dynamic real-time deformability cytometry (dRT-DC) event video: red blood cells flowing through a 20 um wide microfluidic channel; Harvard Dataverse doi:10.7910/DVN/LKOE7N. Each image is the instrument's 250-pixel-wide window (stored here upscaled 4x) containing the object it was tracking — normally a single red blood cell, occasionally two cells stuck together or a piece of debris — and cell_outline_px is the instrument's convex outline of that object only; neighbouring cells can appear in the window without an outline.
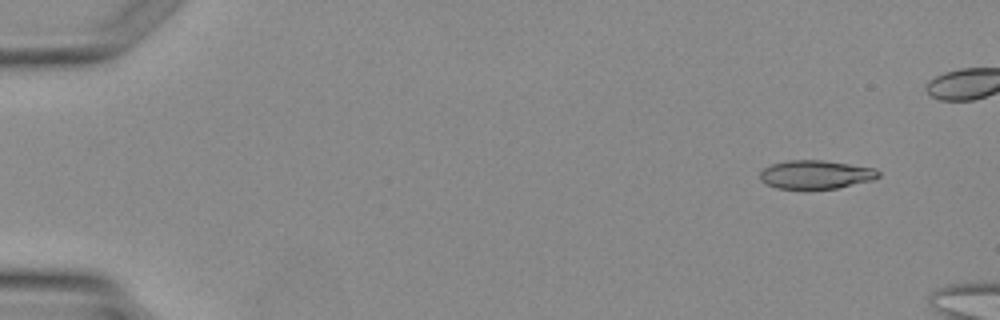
{"species": "Egyptian fruit bat (a non-hibernating species)", "species_latin": "Rousettus aegyptiacus", "temperature_condition": "warm", "stored_images_in_passage": 4, "camera_frame_rate_fps": 3000, "um_per_image_px": 0.085, "animal": {"sex": "female"}, "frame": {"image": 1, "passage_image": 2, "time_ms": 1.0, "image_size_px": [1000, 320], "cell_outline_px": [[880, 176], [872, 180], [836, 188], [776, 188], [760, 180], [760, 172], [764, 168], [772, 164], [788, 160], [820, 160], [876, 168], [880, 172]], "centroid_in_image_um": [69.34, 14.83], "position_along_channel_um": 15.7, "area_um2": 19.42}}